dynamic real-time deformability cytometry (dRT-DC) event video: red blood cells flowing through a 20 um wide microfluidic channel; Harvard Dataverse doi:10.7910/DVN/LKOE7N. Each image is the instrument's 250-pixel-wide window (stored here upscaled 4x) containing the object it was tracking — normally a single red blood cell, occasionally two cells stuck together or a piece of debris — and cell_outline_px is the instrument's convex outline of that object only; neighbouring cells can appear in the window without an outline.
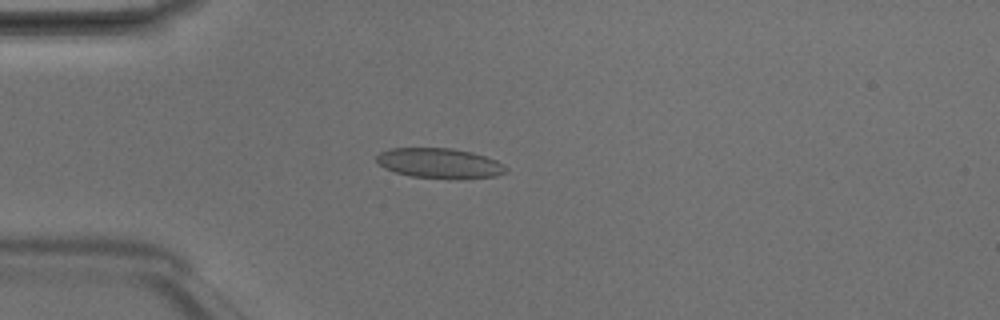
{"species": "Egyptian fruit bat (a non-hibernating species)", "species_latin": "Rousettus aegyptiacus", "temperature_condition": "room temperature", "stored_images_in_passage": 4, "camera_frame_rate_fps": 3000, "um_per_image_px": 0.085, "animal": {"sex": "male"}, "frame": {"image": 1, "passage_image": 4, "time_ms": 1.0, "image_size_px": [1000, 320], "cell_outline_px": [[508, 172], [496, 176], [456, 180], [448, 180], [412, 176], [396, 172], [384, 168], [376, 164], [376, 156], [380, 152], [388, 148], [452, 148], [472, 152], [496, 160], [504, 164], [508, 168]], "centroid_in_image_um": [37.38, 13.89], "position_along_channel_um": 47.6, "area_um2": 23.24}}